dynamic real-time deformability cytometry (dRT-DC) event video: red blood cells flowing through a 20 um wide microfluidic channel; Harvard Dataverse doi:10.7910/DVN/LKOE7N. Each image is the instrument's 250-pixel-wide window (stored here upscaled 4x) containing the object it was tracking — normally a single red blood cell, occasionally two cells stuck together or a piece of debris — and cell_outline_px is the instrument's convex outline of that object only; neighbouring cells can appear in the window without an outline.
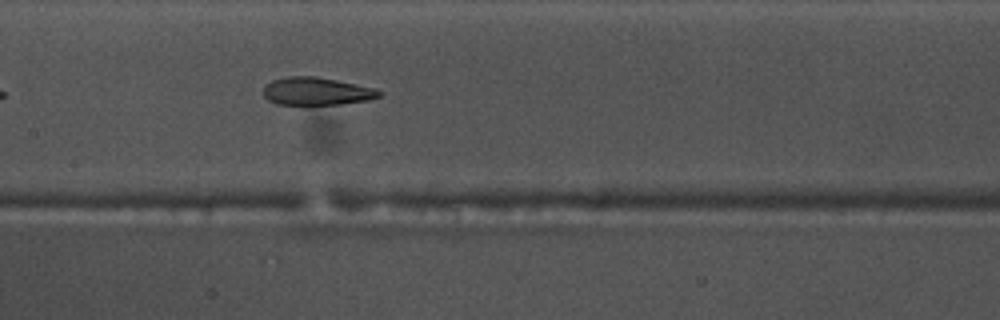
{"species": "common noctule bat (a hibernating species)", "species_latin": "Nyctalus noctula", "temperature_condition": "warm", "stored_images_in_passage": 31, "camera_frame_rate_fps": 3000, "um_per_image_px": 0.085, "animal": {"sex": "male", "body_mass_g": 17.5, "forearm_length_mm": 52.3}, "frame": {"image": 1, "passage_image": 10, "time_ms": 3.0, "image_size_px": [1000, 320], "cell_outline_px": [[380, 96], [368, 100], [340, 104], [276, 104], [268, 100], [264, 96], [264, 84], [272, 80], [288, 76], [316, 76], [356, 84], [372, 88], [380, 92]], "centroid_in_image_um": [26.85, 7.75], "position_along_channel_um": 180.6, "area_um2": 18.55}, "authors_computed_cell_mechanics": {"area_um2": 19.8254, "velocity_mm_per_s": 3.7612, "shape_relaxation_time_tau1_ms": 8.1978, "shape_relaxation_time_tau2_ms": 2.1498, "deformation_change_tau1": 0.2527, "deformation_change_tau2": 0.1066}}